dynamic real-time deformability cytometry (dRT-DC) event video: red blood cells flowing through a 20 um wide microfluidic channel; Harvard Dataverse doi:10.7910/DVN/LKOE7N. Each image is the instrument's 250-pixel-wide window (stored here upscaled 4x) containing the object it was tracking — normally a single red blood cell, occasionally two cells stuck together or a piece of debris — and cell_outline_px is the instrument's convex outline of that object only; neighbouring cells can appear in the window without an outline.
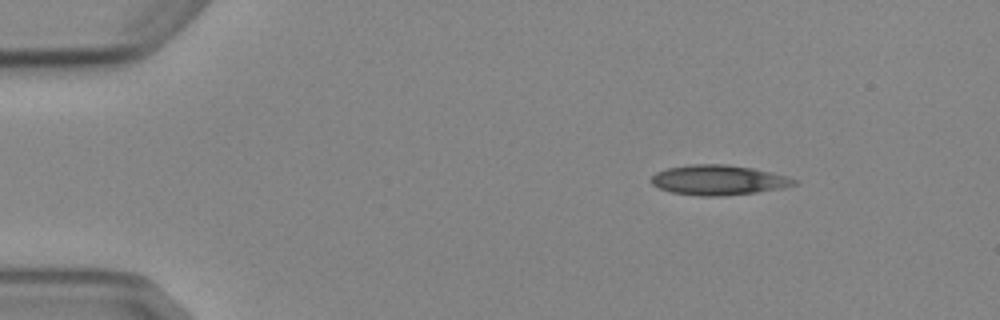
{"species": "Egyptian fruit bat (a non-hibernating species)", "species_latin": "Rousettus aegyptiacus", "temperature_condition": "cold", "stored_images_in_passage": 4, "camera_frame_rate_fps": 3000, "um_per_image_px": 0.085, "animal": {"sex": "female"}, "frame": {"image": 1, "passage_image": 1, "time_ms": 0.0, "image_size_px": [1000, 320], "cell_outline_px": [[796, 184], [784, 188], [756, 192], [724, 196], [700, 196], [672, 192], [660, 188], [652, 184], [652, 176], [656, 172], [668, 168], [692, 164], [724, 164], [752, 168], [772, 172], [788, 176], [796, 180]], "centroid_in_image_um": [61.09, 15.3], "position_along_channel_um": 23.9, "area_um2": 24.85}}
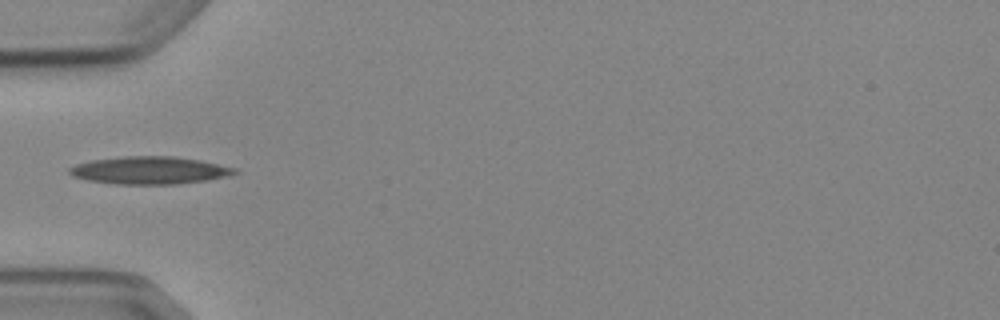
{"frame": {"image": 2, "passage_image": 4, "time_ms": 3.333, "image_size_px": [1000, 320], "cell_outline_px": [[240, 172], [232, 176], [176, 184], [116, 184], [88, 180], [72, 176], [68, 172], [68, 168], [76, 164], [92, 160], [124, 156], [176, 156], [200, 160], [236, 168]], "centroid_in_image_um": [12.74, 14.47], "position_along_channel_um": 72.3, "area_um2": 26.65}}